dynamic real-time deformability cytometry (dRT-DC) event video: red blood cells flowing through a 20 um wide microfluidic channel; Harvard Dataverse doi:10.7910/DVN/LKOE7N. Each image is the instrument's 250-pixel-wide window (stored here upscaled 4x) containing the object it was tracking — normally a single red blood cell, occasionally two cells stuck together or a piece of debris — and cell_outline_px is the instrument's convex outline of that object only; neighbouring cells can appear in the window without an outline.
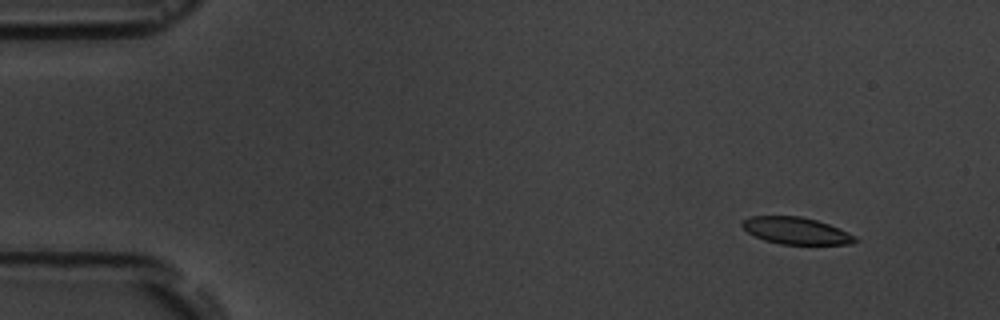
{"species": "common noctule bat (a hibernating species)", "species_latin": "Nyctalus noctula", "temperature_condition": "room temperature", "stored_images_in_passage": 17, "camera_frame_rate_fps": 3000, "um_per_image_px": 0.085, "animal": {"sex": "male", "body_mass_g": 19.5, "forearm_length_mm": 54.6}, "frame": {"image": 1, "passage_image": 2, "time_ms": 1.333, "image_size_px": [1000, 320], "cell_outline_px": [[860, 240], [852, 244], [780, 244], [764, 240], [748, 232], [740, 224], [748, 216], [800, 216], [816, 220], [828, 224], [848, 232], [856, 236]], "centroid_in_image_um": [67.69, 19.61], "position_along_channel_um": 17.3, "area_um2": 17.69}}
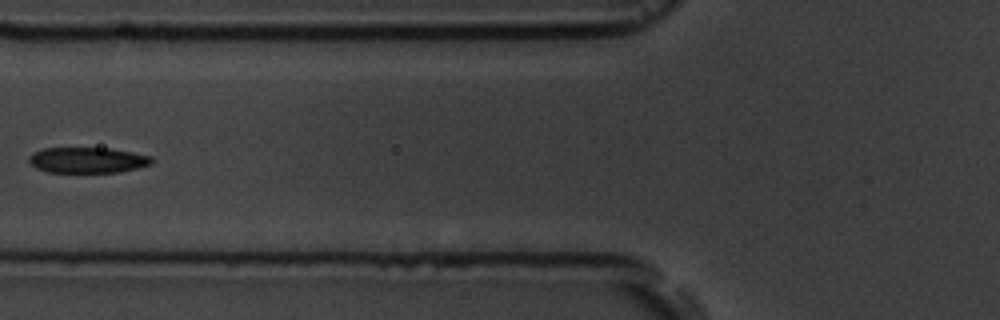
{"frame": {"image": 2, "passage_image": 7, "time_ms": 7.0, "image_size_px": [1000, 320], "cell_outline_px": [[152, 164], [120, 172], [48, 172], [36, 168], [28, 160], [28, 156], [32, 152], [40, 148], [112, 148], [152, 156]], "centroid_in_image_um": [7.42, 13.6], "position_along_channel_um": 118.4, "area_um2": 18.5}}
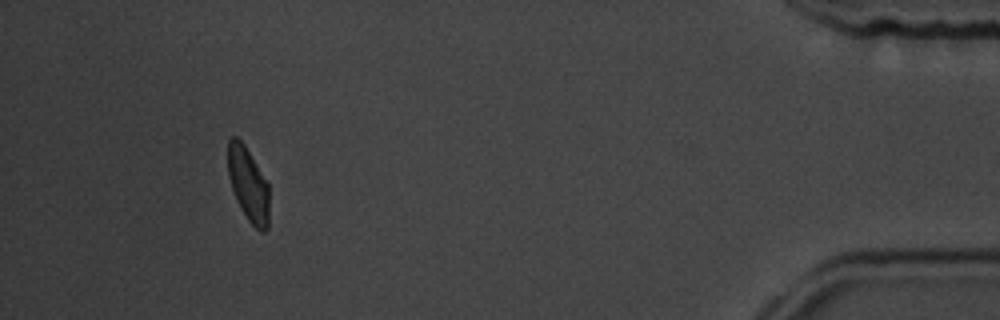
{"frame": {"image": 3, "passage_image": 16, "time_ms": 17.0, "image_size_px": [1000, 320], "cell_outline_px": [[268, 228], [264, 232], [260, 232], [248, 220], [236, 200], [228, 176], [228, 140], [232, 136], [236, 136], [244, 144], [268, 184]], "centroid_in_image_um": [21.09, 15.68], "position_along_channel_um": 414.1, "area_um2": 17.57}, "authors_computed_cell_mechanics": {"area_um2": 19.1896, "velocity_mm_per_s": 3.6046, "shape_relaxation_time_tau1_ms": 2.015, "shape_relaxation_time_tau2_ms": 1.3128, "deformation_change_tau1": 0.1114, "deformation_change_tau2": 0.0704}}